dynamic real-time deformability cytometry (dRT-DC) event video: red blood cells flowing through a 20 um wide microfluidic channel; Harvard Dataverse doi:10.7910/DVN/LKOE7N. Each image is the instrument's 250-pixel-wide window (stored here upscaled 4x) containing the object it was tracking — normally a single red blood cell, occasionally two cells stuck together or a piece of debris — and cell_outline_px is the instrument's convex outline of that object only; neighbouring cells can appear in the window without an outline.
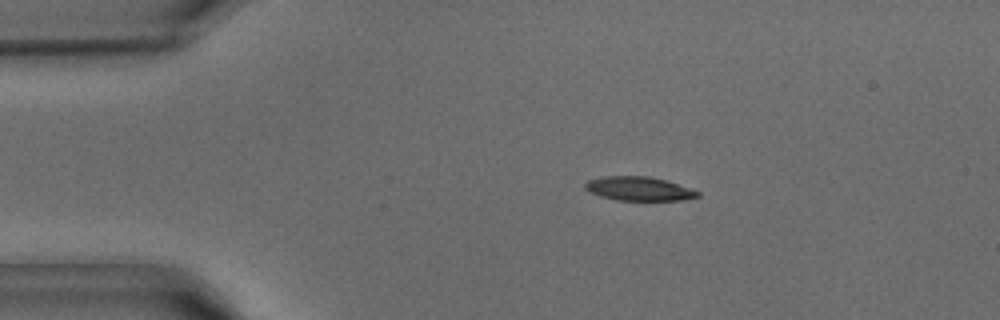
{"species": "common noctule bat (a hibernating species)", "species_latin": "Nyctalus noctula", "temperature_condition": "warm", "stored_images_in_passage": 7, "camera_frame_rate_fps": 3000, "um_per_image_px": 0.085, "animal": {"sex": "male", "body_mass_g": 15.6}, "frame": {"image": 1, "passage_image": 1, "time_ms": 0.0, "image_size_px": [1000, 320], "cell_outline_px": [[700, 196], [684, 200], [616, 200], [600, 196], [584, 188], [584, 184], [588, 180], [604, 176], [648, 176], [668, 180], [700, 192]], "centroid_in_image_um": [54.33, 16.03], "position_along_channel_um": 30.7, "area_um2": 15.72}}